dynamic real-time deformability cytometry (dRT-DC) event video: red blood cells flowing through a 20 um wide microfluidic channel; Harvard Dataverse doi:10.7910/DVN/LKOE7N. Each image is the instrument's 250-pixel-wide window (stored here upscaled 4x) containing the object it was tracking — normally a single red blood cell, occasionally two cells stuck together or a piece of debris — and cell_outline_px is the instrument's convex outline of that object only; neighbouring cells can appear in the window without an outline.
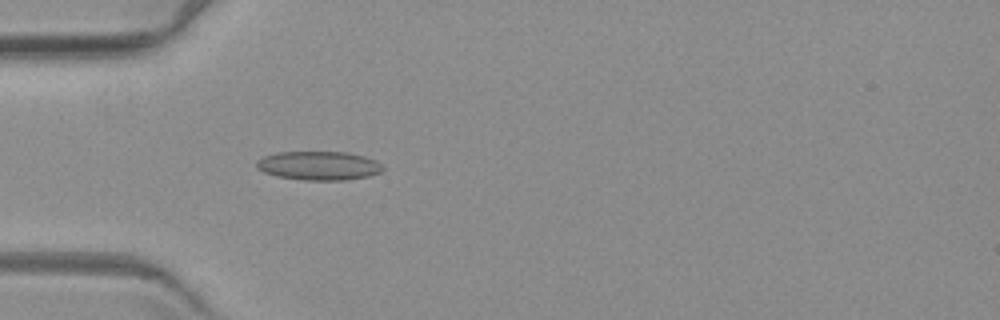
{"species": "common noctule bat (a hibernating species)", "species_latin": "Nyctalus noctula", "temperature_condition": "warm", "stored_images_in_passage": 4, "camera_frame_rate_fps": 3000, "um_per_image_px": 0.085, "animal": {"sex": "female", "body_mass_g": 19.3, "forearm_length_mm": 54.1}, "frame": {"image": 1, "passage_image": 4, "time_ms": 3.667, "image_size_px": [1000, 320], "cell_outline_px": [[384, 168], [380, 172], [368, 176], [344, 180], [304, 180], [276, 176], [264, 172], [256, 168], [256, 160], [264, 156], [280, 152], [348, 152], [364, 156], [376, 160]], "centroid_in_image_um": [27.08, 14.08], "position_along_channel_um": 57.9, "area_um2": 21.21}}